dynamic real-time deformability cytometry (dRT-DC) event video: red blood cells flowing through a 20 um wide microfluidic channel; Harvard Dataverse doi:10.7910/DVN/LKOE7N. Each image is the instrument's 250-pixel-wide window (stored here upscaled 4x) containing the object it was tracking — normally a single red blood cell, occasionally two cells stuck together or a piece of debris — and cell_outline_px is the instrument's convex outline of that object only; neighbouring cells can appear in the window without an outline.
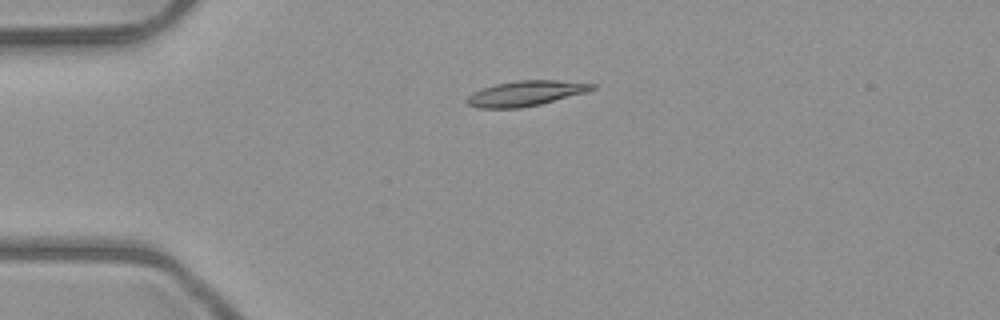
{"species": "common noctule bat (a hibernating species)", "species_latin": "Nyctalus noctula", "temperature_condition": "room temperature", "stored_images_in_passage": 6, "camera_frame_rate_fps": 3000, "um_per_image_px": 0.085, "animal": {"sex": "male", "body_mass_g": 23.1, "forearm_length_mm": 52.7}, "frame": {"image": 1, "passage_image": 4, "time_ms": 3.667, "image_size_px": [1000, 320], "cell_outline_px": [[596, 88], [584, 92], [540, 104], [520, 108], [480, 108], [468, 104], [464, 100], [468, 96], [484, 88], [496, 84], [516, 80], [556, 80], [596, 84]], "centroid_in_image_um": [44.67, 7.93], "position_along_channel_um": 40.3, "area_um2": 18.03}}